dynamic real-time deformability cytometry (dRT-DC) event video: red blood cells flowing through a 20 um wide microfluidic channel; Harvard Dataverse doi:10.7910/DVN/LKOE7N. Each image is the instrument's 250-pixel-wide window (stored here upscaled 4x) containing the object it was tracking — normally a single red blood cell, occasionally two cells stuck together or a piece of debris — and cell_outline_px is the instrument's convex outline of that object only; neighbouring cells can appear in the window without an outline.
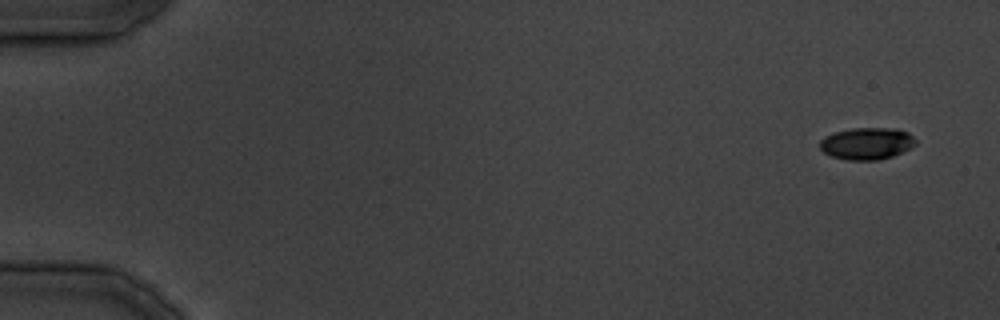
{"species": "common noctule bat (a hibernating species)", "species_latin": "Nyctalus noctula", "temperature_condition": "cold", "stored_images_in_passage": 36, "camera_frame_rate_fps": 3000, "um_per_image_px": 0.085, "animal": {"sex": "male", "body_mass_g": 19.5, "forearm_length_mm": 54.6}, "frame": {"image": 1, "passage_image": 1, "time_ms": 0.0, "image_size_px": [1000, 320], "cell_outline_px": [[916, 144], [912, 148], [892, 156], [880, 160], [844, 160], [832, 156], [824, 152], [820, 148], [820, 140], [824, 136], [832, 132], [852, 128], [896, 128], [908, 132], [916, 140]], "centroid_in_image_um": [73.68, 12.19], "position_along_channel_um": 11.3, "area_um2": 18.09}}
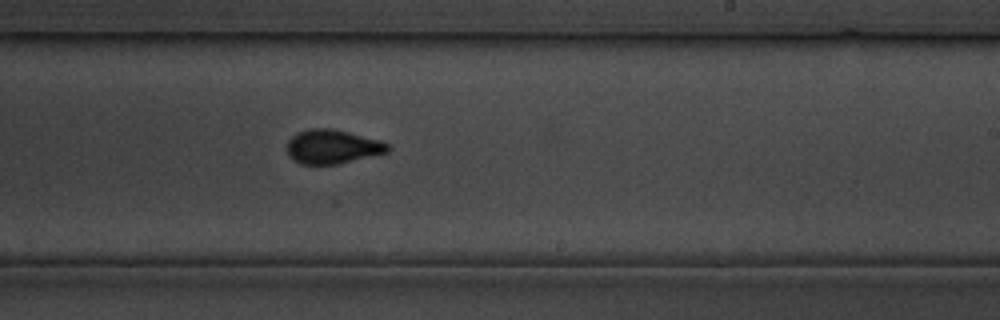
{"frame": {"image": 2, "passage_image": 22, "time_ms": 26.0, "image_size_px": [1000, 320], "cell_outline_px": [[392, 148], [388, 152], [340, 164], [300, 164], [288, 156], [288, 140], [296, 132], [312, 128], [328, 128], [348, 132], [380, 140], [388, 144]], "centroid_in_image_um": [28.26, 12.47], "position_along_channel_um": 260.7, "area_um2": 20.06}}
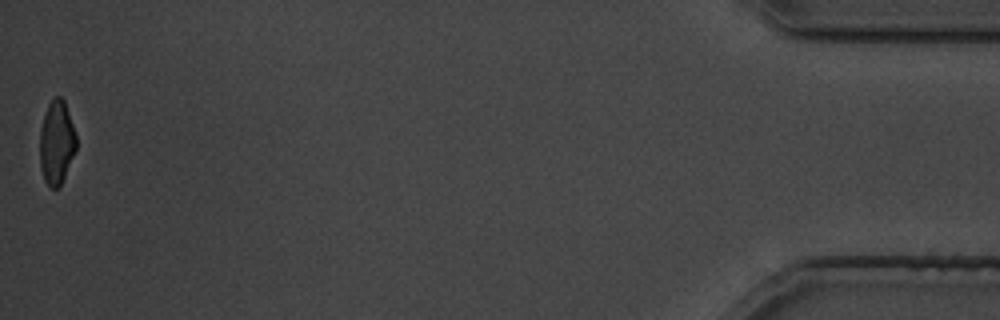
{"frame": {"image": 3, "passage_image": 36, "time_ms": 43.0, "image_size_px": [1000, 320], "cell_outline_px": [[76, 148], [64, 176], [60, 184], [56, 188], [48, 188], [44, 180], [40, 168], [40, 128], [48, 104], [56, 96], [60, 96], [64, 100], [76, 132]], "centroid_in_image_um": [4.8, 12.1], "position_along_channel_um": 430.4, "area_um2": 17.69}}